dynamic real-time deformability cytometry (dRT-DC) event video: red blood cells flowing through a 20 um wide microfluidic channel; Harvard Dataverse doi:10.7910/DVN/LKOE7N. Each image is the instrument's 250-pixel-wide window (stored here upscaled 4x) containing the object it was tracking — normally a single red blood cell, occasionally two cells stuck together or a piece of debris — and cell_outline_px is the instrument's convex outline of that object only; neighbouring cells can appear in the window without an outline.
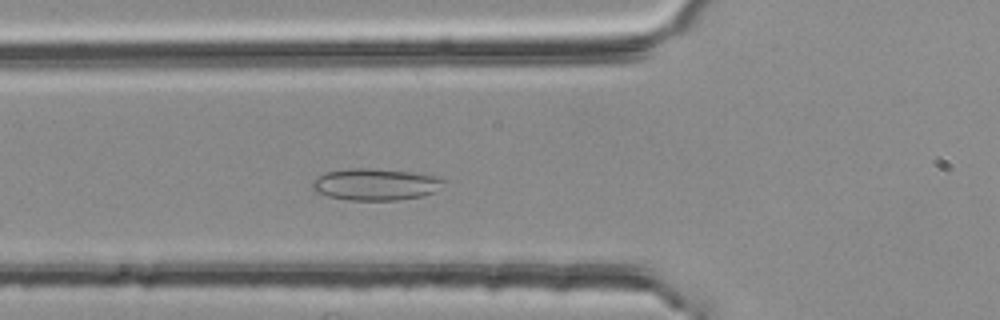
{"species": "common noctule bat (a hibernating species)", "species_latin": "Nyctalus noctula", "temperature_condition": "room temperature", "stored_images_in_passage": 32, "camera_frame_rate_fps": 3000, "um_per_image_px": 0.085, "animal": {"sex": "female", "body_mass_g": 25.1}, "frame": {"image": 1, "passage_image": 9, "time_ms": 2.667, "image_size_px": [1000, 320], "cell_outline_px": [[448, 180], [436, 192], [420, 196], [396, 200], [348, 200], [328, 196], [316, 192], [312, 188], [312, 180], [328, 172], [348, 168], [368, 168], [412, 172], [432, 176]], "centroid_in_image_um": [31.92, 15.67], "position_along_channel_um": 93.9, "area_um2": 24.22}}
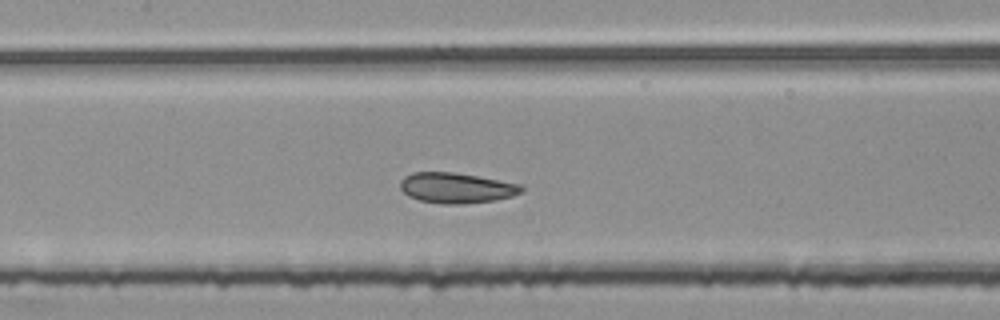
{"frame": {"image": 2, "passage_image": 15, "time_ms": 4.667, "image_size_px": [1000, 320], "cell_outline_px": [[524, 188], [520, 192], [512, 196], [496, 200], [456, 204], [444, 204], [420, 200], [408, 196], [400, 188], [400, 180], [404, 176], [412, 172], [452, 172], [476, 176], [520, 184]], "centroid_in_image_um": [38.75, 15.97], "position_along_channel_um": 168.7, "area_um2": 21.27}}
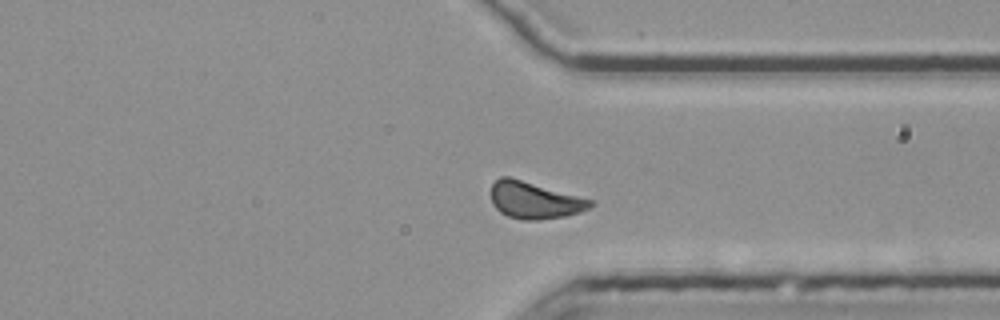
{"frame": {"image": 3, "passage_image": 31, "time_ms": 10.0, "image_size_px": [1000, 320], "cell_outline_px": [[596, 204], [580, 212], [564, 216], [540, 220], [520, 220], [508, 216], [500, 212], [492, 204], [492, 184], [500, 176], [512, 176], [592, 200]], "centroid_in_image_um": [45.42, 17.01], "position_along_channel_um": 366.0, "area_um2": 21.5}}